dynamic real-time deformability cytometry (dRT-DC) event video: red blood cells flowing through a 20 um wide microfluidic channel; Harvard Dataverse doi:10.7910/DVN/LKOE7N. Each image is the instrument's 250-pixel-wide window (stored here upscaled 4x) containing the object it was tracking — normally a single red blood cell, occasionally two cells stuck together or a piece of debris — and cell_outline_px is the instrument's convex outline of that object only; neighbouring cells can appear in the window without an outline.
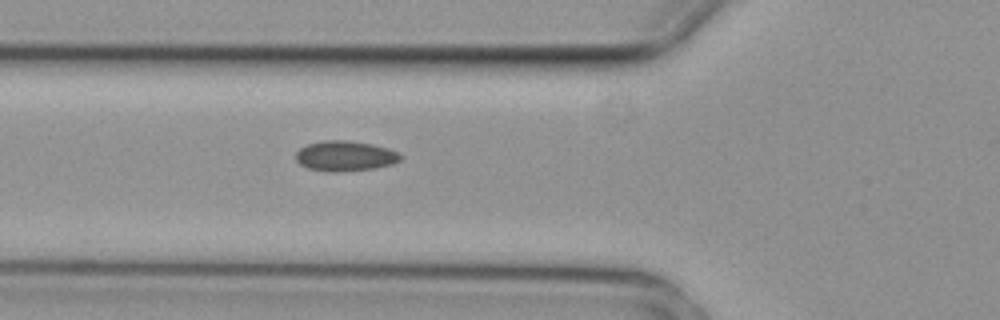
{"species": "common noctule bat (a hibernating species)", "species_latin": "Nyctalus noctula", "temperature_condition": "cold", "stored_images_in_passage": 4, "camera_frame_rate_fps": 3000, "um_per_image_px": 0.085, "animal": {"sex": "female", "body_mass_g": 29.2, "forearm_length_mm": 56.3}, "frame": {"image": 1, "passage_image": 4, "time_ms": 1.0, "image_size_px": [1000, 320], "cell_outline_px": [[404, 156], [400, 160], [392, 164], [372, 168], [332, 172], [308, 168], [300, 164], [296, 160], [296, 152], [300, 148], [308, 144], [324, 140], [348, 140], [372, 144], [388, 148]], "centroid_in_image_um": [29.33, 13.24], "position_along_channel_um": 96.5, "area_um2": 18.26}}